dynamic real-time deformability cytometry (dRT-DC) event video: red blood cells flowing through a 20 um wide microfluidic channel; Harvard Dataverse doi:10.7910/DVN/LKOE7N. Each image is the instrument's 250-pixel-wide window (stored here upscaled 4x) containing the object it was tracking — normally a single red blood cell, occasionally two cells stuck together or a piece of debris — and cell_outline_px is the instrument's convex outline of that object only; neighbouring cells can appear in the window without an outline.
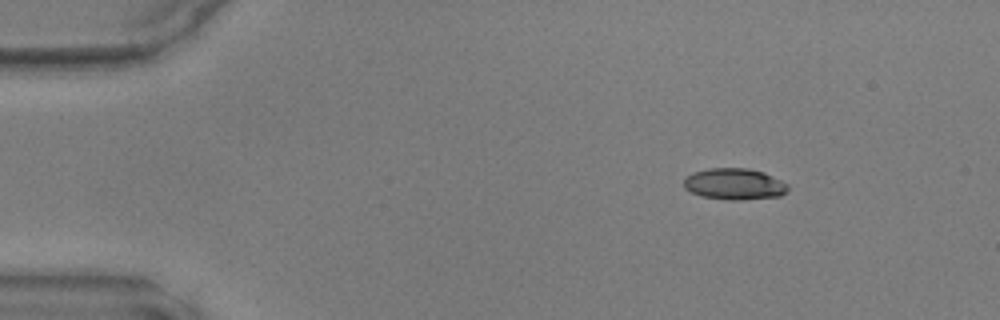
{"species": "common noctule bat (a hibernating species)", "species_latin": "Nyctalus noctula", "temperature_condition": "warm", "stored_images_in_passage": 42, "camera_frame_rate_fps": 3000, "um_per_image_px": 0.085, "animal": {"sex": "male", "body_mass_g": 17.9, "forearm_length_mm": 54.2}, "frame": {"image": 1, "passage_image": 1, "time_ms": 0.0, "image_size_px": [1000, 320], "cell_outline_px": [[788, 188], [780, 196], [740, 200], [728, 200], [700, 196], [684, 188], [684, 176], [692, 172], [708, 168], [748, 168], [764, 172], [788, 184]], "centroid_in_image_um": [62.38, 15.63], "position_along_channel_um": 22.6, "area_um2": 19.13}}
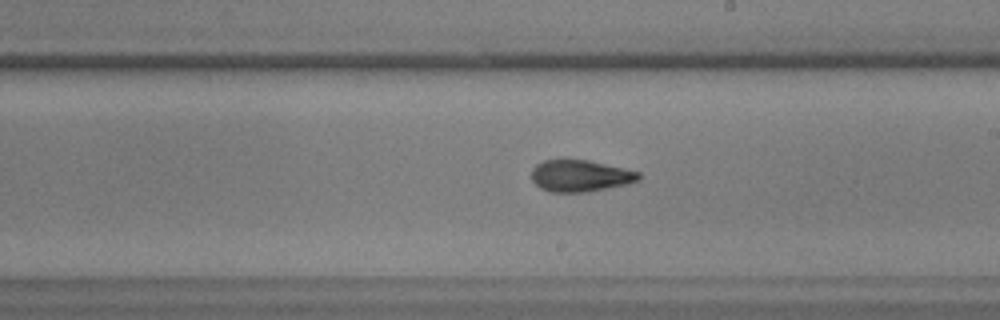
{"frame": {"image": 2, "passage_image": 22, "time_ms": 7.0, "image_size_px": [1000, 320], "cell_outline_px": [[640, 180], [628, 184], [584, 192], [548, 192], [540, 188], [532, 180], [532, 168], [536, 164], [544, 160], [588, 160], [624, 168], [640, 172]], "centroid_in_image_um": [49.32, 14.95], "position_along_channel_um": 239.7, "area_um2": 19.77}}
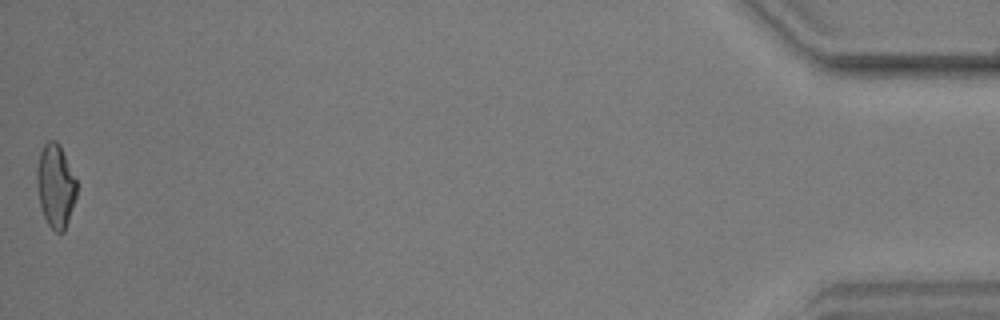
{"frame": {"image": 3, "passage_image": 42, "time_ms": 13.667, "image_size_px": [1000, 320], "cell_outline_px": [[76, 196], [64, 232], [56, 232], [48, 224], [44, 216], [40, 204], [36, 184], [36, 168], [40, 152], [44, 144], [48, 140], [56, 140], [60, 144], [76, 180]], "centroid_in_image_um": [4.7, 15.77], "position_along_channel_um": 430.5, "area_um2": 19.25}}